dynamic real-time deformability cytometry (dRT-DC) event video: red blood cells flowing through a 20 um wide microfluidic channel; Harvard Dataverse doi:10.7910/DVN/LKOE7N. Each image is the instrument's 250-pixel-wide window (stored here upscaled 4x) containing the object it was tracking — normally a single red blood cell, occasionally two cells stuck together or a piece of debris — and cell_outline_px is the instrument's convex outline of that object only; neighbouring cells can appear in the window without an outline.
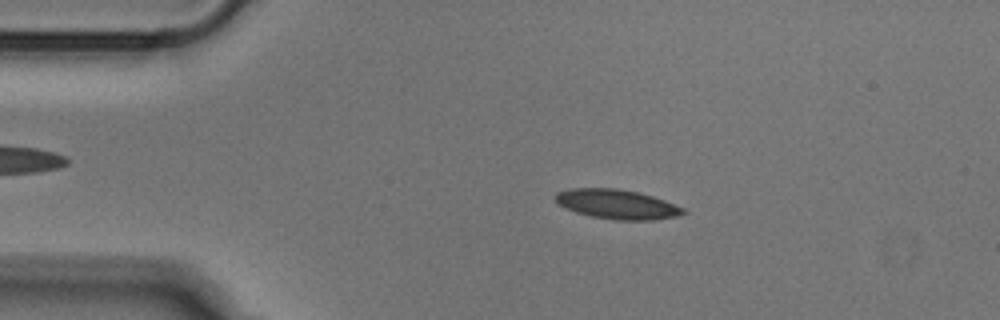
{"species": "Egyptian fruit bat (a non-hibernating species)", "species_latin": "Rousettus aegyptiacus", "temperature_condition": "cold", "stored_images_in_passage": 51, "camera_frame_rate_fps": 3000, "um_per_image_px": 0.085, "animal": {"sex": "male"}, "frame": {"image": 1, "passage_image": 9, "time_ms": 2.667, "image_size_px": [1000, 320], "cell_outline_px": [[688, 212], [676, 216], [652, 220], [616, 220], [592, 216], [576, 212], [560, 204], [556, 200], [556, 192], [568, 188], [616, 188], [640, 192], [664, 200], [684, 208]], "centroid_in_image_um": [52.47, 17.35], "position_along_channel_um": 32.5, "area_um2": 21.85}}
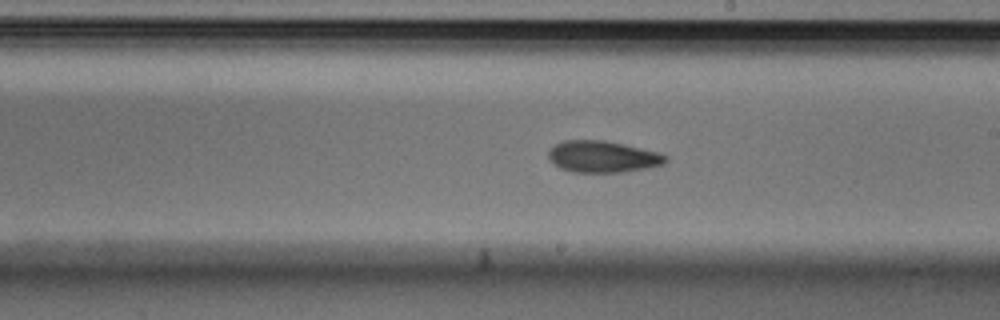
{"frame": {"image": 2, "passage_image": 28, "time_ms": 9.0, "image_size_px": [1000, 320], "cell_outline_px": [[668, 160], [664, 164], [648, 168], [624, 172], [572, 172], [560, 168], [552, 164], [548, 160], [548, 152], [556, 144], [564, 140], [604, 140], [624, 144], [660, 152], [668, 156]], "centroid_in_image_um": [51.24, 13.32], "position_along_channel_um": 237.8, "area_um2": 21.85}}
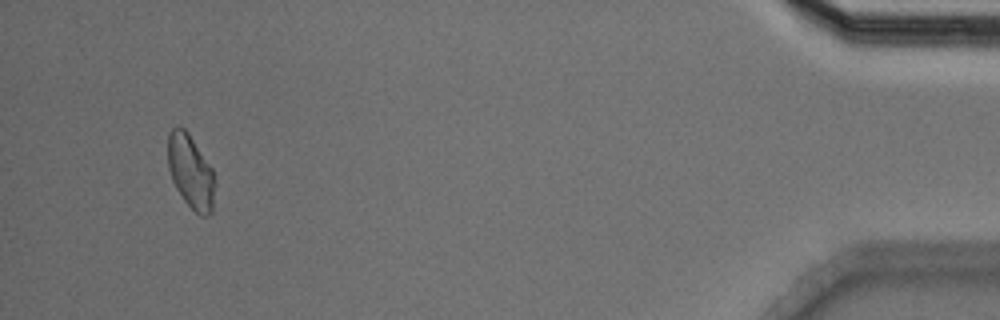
{"frame": {"image": 3, "passage_image": 48, "time_ms": 15.667, "image_size_px": [1000, 320], "cell_outline_px": [[216, 184], [212, 212], [208, 216], [200, 216], [184, 200], [176, 188], [172, 180], [168, 168], [168, 132], [176, 124], [180, 124], [188, 132], [212, 168]], "centroid_in_image_um": [16.21, 14.57], "position_along_channel_um": 419.0, "area_um2": 20.52}}